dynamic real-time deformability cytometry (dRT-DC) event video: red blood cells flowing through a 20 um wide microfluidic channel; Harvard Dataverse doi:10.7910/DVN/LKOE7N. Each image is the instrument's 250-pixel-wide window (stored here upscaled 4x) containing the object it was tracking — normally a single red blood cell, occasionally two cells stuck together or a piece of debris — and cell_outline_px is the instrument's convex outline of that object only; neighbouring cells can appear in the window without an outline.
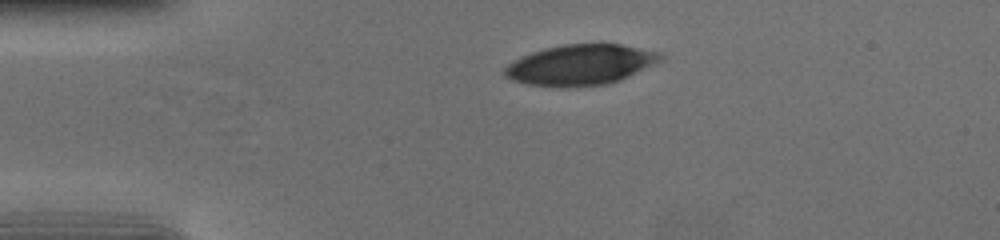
{"species": "human", "species_latin": "Homo sapiens", "temperature_condition": "cold", "stored_images_in_passage": 45, "camera_frame_rate_fps": 3000, "um_per_image_px": 0.085, "donor": {"sex": "female"}, "frame": {"image": 1, "passage_image": 1, "time_ms": 0.0, "image_size_px": [1000, 240], "cell_outline_px": [[664, 56], [660, 60], [620, 80], [608, 84], [564, 88], [556, 88], [528, 84], [512, 80], [504, 76], [504, 68], [512, 60], [532, 52], [544, 48], [564, 44], [620, 44], [664, 52]], "centroid_in_image_um": [49.31, 5.51], "position_along_channel_um": 35.7, "area_um2": 36.99}}
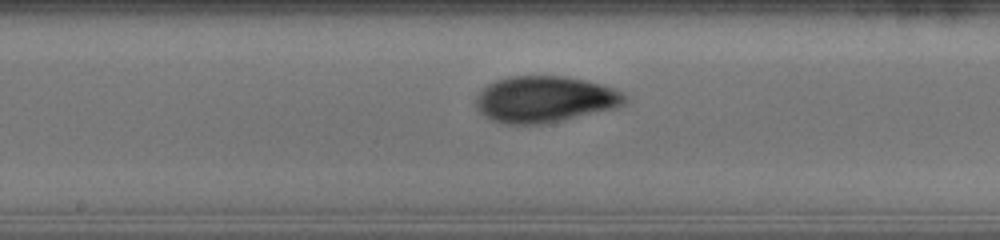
{"frame": {"image": 2, "passage_image": 18, "time_ms": 5.667, "image_size_px": [1000, 240], "cell_outline_px": [[628, 100], [624, 104], [616, 108], [544, 124], [504, 124], [492, 120], [484, 116], [476, 108], [476, 92], [488, 84], [496, 80], [508, 76], [564, 76], [584, 80], [600, 84], [624, 92], [628, 96]], "centroid_in_image_um": [46.29, 8.44], "position_along_channel_um": 201.9, "area_um2": 40.52}}
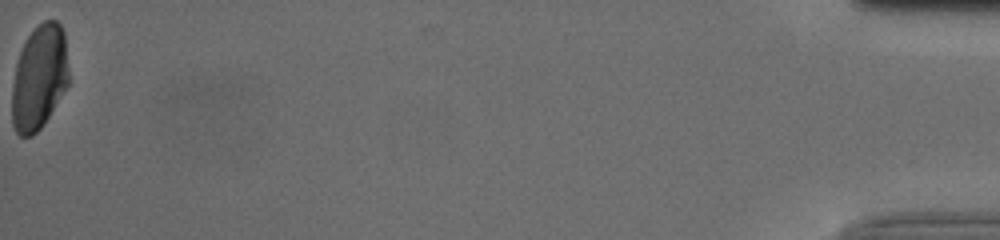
{"frame": {"image": 3, "passage_image": 45, "time_ms": 14.667, "image_size_px": [1000, 240], "cell_outline_px": [[68, 84], [48, 116], [40, 128], [32, 136], [20, 136], [16, 132], [12, 124], [12, 84], [16, 64], [24, 40], [44, 20], [56, 20], [60, 24], [64, 32], [68, 68]], "centroid_in_image_um": [3.32, 6.58], "position_along_channel_um": 431.9, "area_um2": 34.39}, "authors_computed_cell_mechanics": {"area_um2": 38.437, "velocity_mm_per_s": 3.7054, "shape_relaxation_time_tau1_ms": 5.314, "shape_relaxation_time_tau2_ms": 1.5496, "deformation_change_tau1": 0.1762, "deformation_change_tau2": 0.0523}}